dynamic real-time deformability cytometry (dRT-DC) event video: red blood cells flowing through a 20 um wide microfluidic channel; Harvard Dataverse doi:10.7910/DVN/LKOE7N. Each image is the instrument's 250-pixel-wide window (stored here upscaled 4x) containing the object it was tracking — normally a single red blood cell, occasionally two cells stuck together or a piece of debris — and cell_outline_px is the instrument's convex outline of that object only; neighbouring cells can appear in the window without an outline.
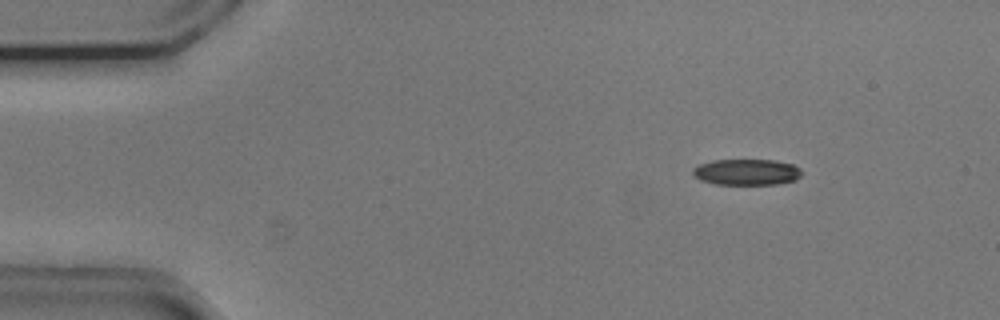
{"species": "common noctule bat (a hibernating species)", "species_latin": "Nyctalus noctula", "temperature_condition": "cold", "stored_images_in_passage": 17, "camera_frame_rate_fps": 3000, "um_per_image_px": 0.085, "animal": {"sex": "male", "body_mass_g": 20.5, "forearm_length_mm": 52.5}, "frame": {"image": 1, "passage_image": 7, "time_ms": 2.0, "image_size_px": [1000, 320], "cell_outline_px": [[804, 172], [796, 180], [776, 184], [712, 184], [700, 180], [692, 172], [692, 168], [700, 164], [712, 160], [772, 160], [792, 164], [800, 168]], "centroid_in_image_um": [63.47, 14.63], "position_along_channel_um": 21.5, "area_um2": 16.59}}